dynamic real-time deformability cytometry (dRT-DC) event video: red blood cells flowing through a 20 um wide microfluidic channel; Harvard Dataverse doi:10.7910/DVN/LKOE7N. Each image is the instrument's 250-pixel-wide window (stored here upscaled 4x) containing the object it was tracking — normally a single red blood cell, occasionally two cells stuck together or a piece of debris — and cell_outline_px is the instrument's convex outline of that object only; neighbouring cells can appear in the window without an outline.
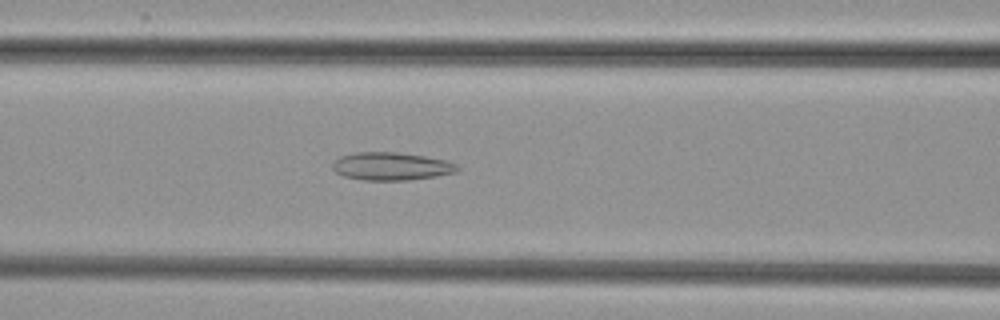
{"species": "common noctule bat (a hibernating species)", "species_latin": "Nyctalus noctula", "temperature_condition": "cold", "stored_images_in_passage": 42, "camera_frame_rate_fps": 3000, "um_per_image_px": 0.085, "animal": {"sex": "female", "body_mass_g": 29.2, "forearm_length_mm": 56.3}, "frame": {"image": 1, "passage_image": 12, "time_ms": 3.667, "image_size_px": [1000, 320], "cell_outline_px": [[460, 168], [456, 172], [436, 176], [408, 180], [364, 180], [344, 176], [336, 172], [332, 168], [332, 164], [340, 156], [356, 152], [396, 152], [424, 156], [444, 160], [456, 164]], "centroid_in_image_um": [33.25, 14.13], "position_along_channel_um": 133.4, "area_um2": 20.17}}
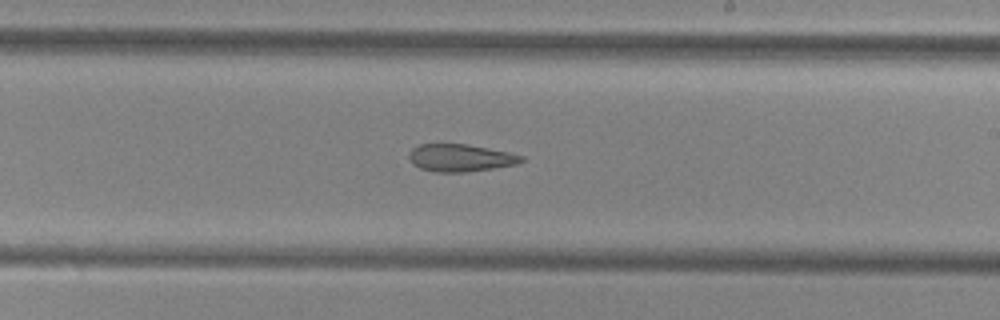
{"frame": {"image": 2, "passage_image": 21, "time_ms": 6.667, "image_size_px": [1000, 320], "cell_outline_px": [[524, 160], [516, 164], [492, 168], [464, 172], [436, 172], [420, 168], [412, 164], [408, 156], [408, 152], [412, 148], [420, 144], [464, 144], [488, 148], [508, 152], [524, 156]], "centroid_in_image_um": [39.09, 13.41], "position_along_channel_um": 249.9, "area_um2": 17.86}}
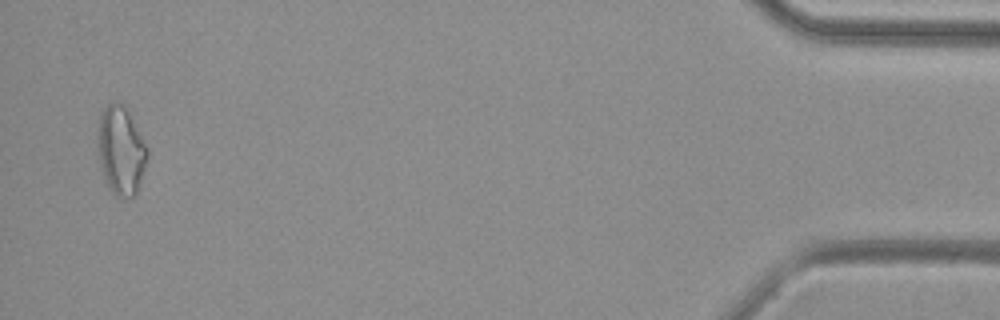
{"frame": {"image": 3, "passage_image": 41, "time_ms": 13.333, "image_size_px": [1000, 320], "cell_outline_px": [[148, 156], [136, 196], [120, 200], [108, 188], [100, 168], [96, 144], [100, 112], [108, 104], [120, 104], [128, 112], [148, 148]], "centroid_in_image_um": [10.25, 12.88], "position_along_channel_um": 424.9, "area_um2": 25.78}}